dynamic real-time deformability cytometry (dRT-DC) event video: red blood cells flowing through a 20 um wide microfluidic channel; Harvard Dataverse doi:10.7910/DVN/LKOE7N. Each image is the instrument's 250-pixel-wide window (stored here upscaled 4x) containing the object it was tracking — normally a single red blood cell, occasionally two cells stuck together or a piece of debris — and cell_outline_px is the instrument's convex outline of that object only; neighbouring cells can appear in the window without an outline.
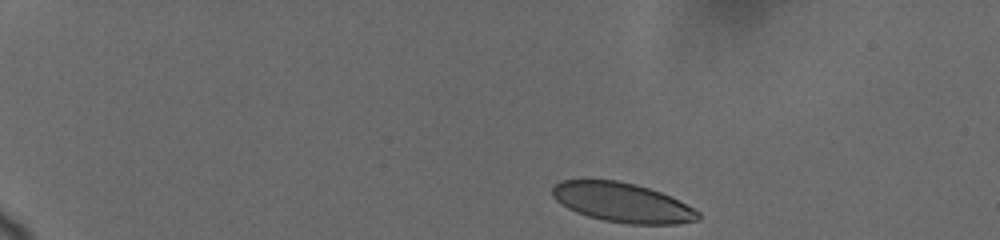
{"species": "human", "species_latin": "Homo sapiens", "temperature_condition": "cold", "stored_images_in_passage": 45, "camera_frame_rate_fps": 3000, "um_per_image_px": 0.085, "donor": {"sex": "female"}, "frame": {"image": 1, "passage_image": 1, "time_ms": 0.0, "image_size_px": [1000, 240], "cell_outline_px": [[700, 220], [676, 224], [628, 224], [604, 220], [588, 216], [576, 212], [568, 208], [556, 200], [552, 196], [552, 188], [560, 180], [616, 180], [636, 184], [660, 192], [680, 200], [700, 212]], "centroid_in_image_um": [52.92, 17.22], "position_along_channel_um": 32.1, "area_um2": 33.52}}
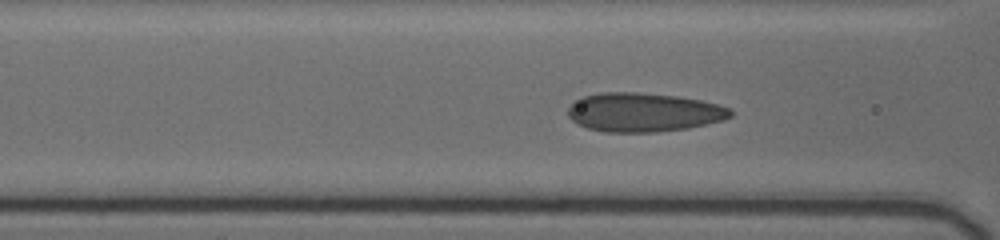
{"frame": {"image": 2, "passage_image": 20, "time_ms": 5.0, "image_size_px": [1000, 240], "cell_outline_px": [[732, 116], [724, 120], [688, 128], [656, 132], [604, 132], [588, 128], [576, 124], [568, 116], [568, 108], [576, 100], [584, 96], [604, 92], [636, 92], [676, 96], [700, 100], [716, 104], [728, 108], [732, 112]], "centroid_in_image_um": [54.68, 9.55], "position_along_channel_um": 111.9, "area_um2": 36.76}}
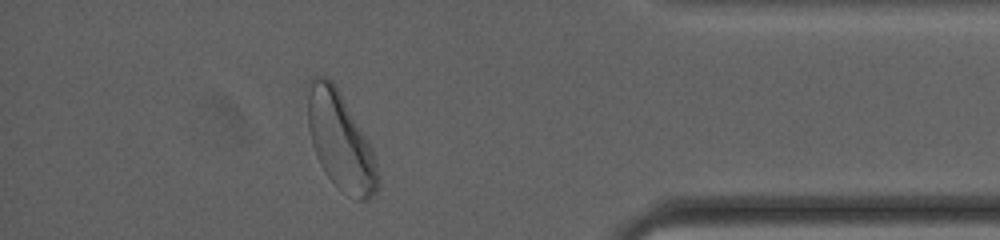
{"frame": {"image": 3, "passage_image": 39, "time_ms": 13.667, "image_size_px": [1000, 240], "cell_outline_px": [[380, 184], [376, 192], [368, 200], [356, 200], [336, 188], [324, 172], [316, 156], [312, 144], [308, 128], [308, 80], [312, 76], [324, 76], [332, 80], [368, 140], [372, 148], [380, 176]], "centroid_in_image_um": [28.94, 12.04], "position_along_channel_um": 406.3, "area_um2": 40.0}, "authors_computed_cell_mechanics": {"area_um2": 36.2406, "velocity_mm_per_s": 3.6711, "shape_relaxation_time_tau1_ms": 3.7053, "shape_relaxation_time_tau2_ms": null, "deformation_change_tau1": 0.1276, "deformation_change_tau2": null}}